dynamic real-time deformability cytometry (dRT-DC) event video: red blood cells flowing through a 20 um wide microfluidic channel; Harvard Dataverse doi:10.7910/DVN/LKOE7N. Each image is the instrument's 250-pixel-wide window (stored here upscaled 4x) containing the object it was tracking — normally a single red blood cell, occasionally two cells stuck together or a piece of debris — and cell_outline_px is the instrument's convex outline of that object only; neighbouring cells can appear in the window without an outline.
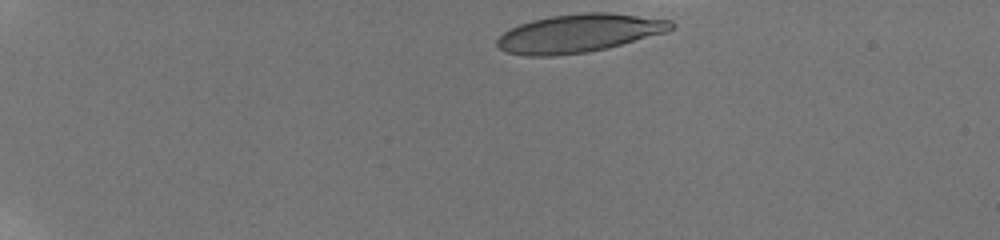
{"species": "human", "species_latin": "Homo sapiens", "temperature_condition": "room temperature", "stored_images_in_passage": 11, "camera_frame_rate_fps": 3000, "um_per_image_px": 0.085, "donor": {"sex": "male"}, "frame": {"image": 1, "passage_image": 1, "time_ms": 0.0, "image_size_px": [1000, 240], "cell_outline_px": [[672, 28], [668, 32], [608, 48], [584, 52], [552, 56], [528, 56], [508, 52], [500, 48], [496, 44], [496, 40], [504, 32], [520, 24], [532, 20], [552, 16], [584, 12], [608, 12], [672, 20]], "centroid_in_image_um": [49.23, 2.82], "position_along_channel_um": 35.8, "area_um2": 38.55}}
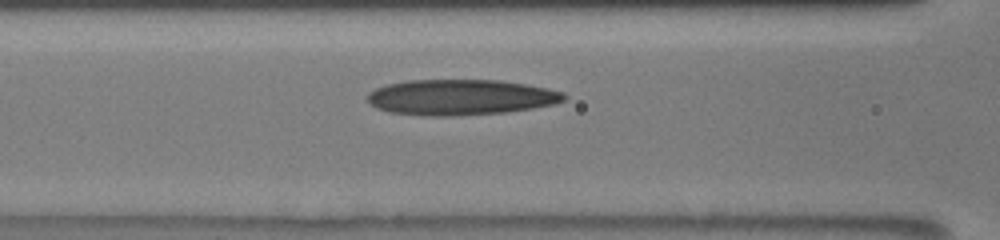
{"frame": {"image": 2, "passage_image": 8, "time_ms": 5.0, "image_size_px": [1000, 240], "cell_outline_px": [[568, 96], [564, 100], [556, 104], [532, 108], [504, 112], [452, 116], [432, 116], [388, 112], [376, 108], [368, 100], [368, 92], [376, 88], [388, 84], [408, 80], [500, 80], [524, 84], [564, 92]], "centroid_in_image_um": [39.15, 8.26], "position_along_channel_um": 127.4, "area_um2": 40.69}}
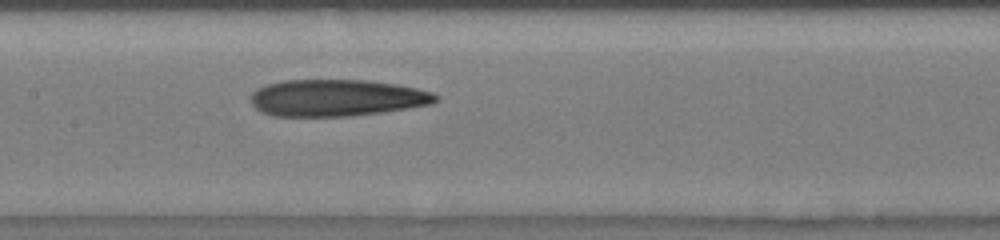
{"frame": {"image": 3, "passage_image": 10, "time_ms": 6.333, "image_size_px": [1000, 240], "cell_outline_px": [[440, 100], [432, 104], [408, 108], [352, 116], [276, 116], [260, 112], [252, 104], [252, 92], [256, 88], [268, 84], [284, 80], [364, 80], [396, 84], [416, 88], [432, 92], [440, 96]], "centroid_in_image_um": [28.64, 8.32], "position_along_channel_um": 178.8, "area_um2": 39.71}}